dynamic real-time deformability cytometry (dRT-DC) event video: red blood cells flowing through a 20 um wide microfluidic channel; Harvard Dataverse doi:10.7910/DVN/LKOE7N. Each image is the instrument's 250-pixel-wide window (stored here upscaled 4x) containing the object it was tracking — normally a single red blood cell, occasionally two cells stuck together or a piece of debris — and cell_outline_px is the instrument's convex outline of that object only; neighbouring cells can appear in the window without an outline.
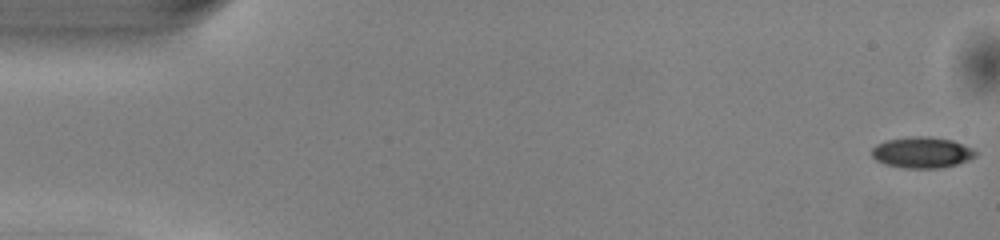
{"species": "common noctule bat (a hibernating species)", "species_latin": "Nyctalus noctula", "temperature_condition": "warm", "stored_images_in_passage": 40, "camera_frame_rate_fps": 3000, "um_per_image_px": 0.085, "animal": {"sex": "male", "body_mass_g": 13.0, "forearm_length_mm": 53.1}, "frame": {"image": 1, "passage_image": 1, "time_ms": 0.0, "image_size_px": [1000, 240], "cell_outline_px": [[976, 156], [968, 160], [956, 164], [940, 168], [904, 168], [884, 164], [876, 160], [872, 156], [872, 148], [876, 144], [884, 140], [908, 136], [928, 136], [952, 140], [972, 148], [976, 152]], "centroid_in_image_um": [78.33, 12.95], "position_along_channel_um": 6.7, "area_um2": 18.9}}
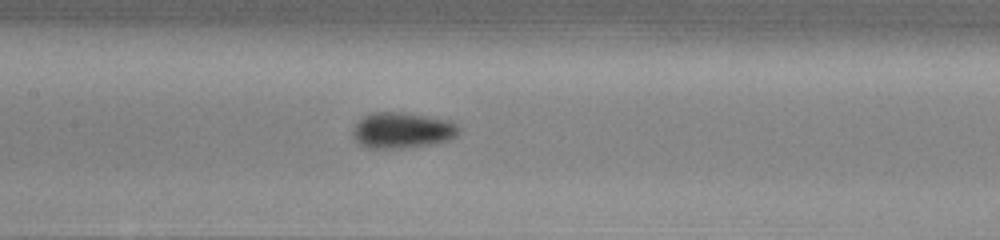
{"frame": {"image": 2, "passage_image": 24, "time_ms": 7.667, "image_size_px": [1000, 240], "cell_outline_px": [[460, 132], [456, 136], [448, 140], [428, 144], [400, 148], [368, 148], [360, 144], [352, 136], [352, 128], [356, 120], [372, 112], [404, 112], [452, 120], [460, 128]], "centroid_in_image_um": [34.16, 11.05], "position_along_channel_um": 173.2, "area_um2": 22.37}}
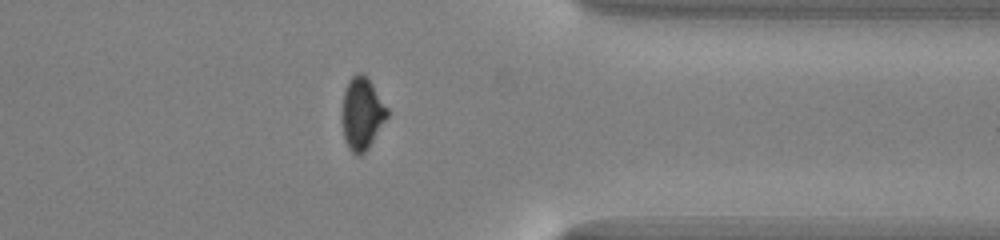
{"frame": {"image": 3, "passage_image": 40, "time_ms": 13.0, "image_size_px": [1000, 240], "cell_outline_px": [[388, 116], [368, 148], [360, 156], [356, 156], [348, 148], [344, 136], [340, 120], [340, 116], [344, 92], [348, 80], [356, 72], [364, 72], [388, 108]], "centroid_in_image_um": [30.73, 9.64], "position_along_channel_um": 380.7, "area_um2": 19.31}, "authors_computed_cell_mechanics": {"area_um2": 19.7098, "velocity_mm_per_s": 4.096, "shape_relaxation_time_tau1_ms": 2.8746, "shape_relaxation_time_tau2_ms": 9.96, "deformation_change_tau1": 0.1183, "deformation_change_tau2": 0.089}}